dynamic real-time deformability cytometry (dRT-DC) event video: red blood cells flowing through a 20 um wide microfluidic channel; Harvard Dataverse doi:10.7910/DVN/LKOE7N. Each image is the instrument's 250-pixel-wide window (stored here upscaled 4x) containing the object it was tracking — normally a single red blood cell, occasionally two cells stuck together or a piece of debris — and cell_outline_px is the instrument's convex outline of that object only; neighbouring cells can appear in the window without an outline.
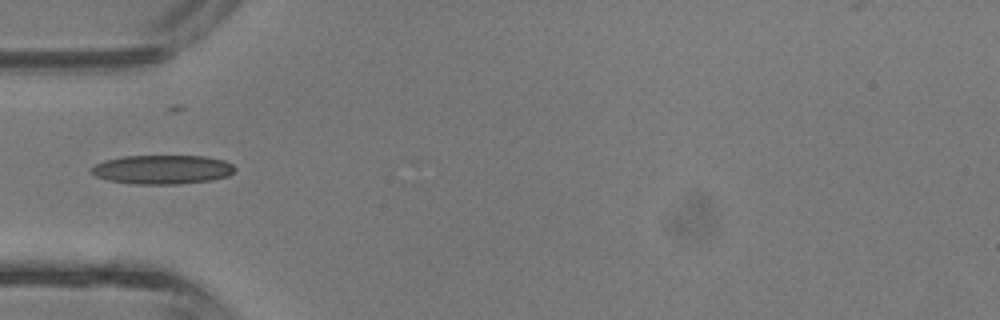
{"species": "common noctule bat (a hibernating species)", "species_latin": "Nyctalus noctula", "temperature_condition": "room temperature", "stored_images_in_passage": 5, "camera_frame_rate_fps": 3000, "um_per_image_px": 0.085, "animal": {"sex": "male", "body_mass_g": 13.3}, "frame": {"image": 1, "passage_image": 5, "time_ms": 1.333, "image_size_px": [1000, 320], "cell_outline_px": [[236, 168], [228, 176], [208, 180], [180, 184], [136, 184], [108, 180], [96, 176], [88, 172], [88, 168], [104, 160], [124, 156], [204, 156], [224, 160], [232, 164]], "centroid_in_image_um": [13.75, 14.4], "position_along_channel_um": 71.3, "area_um2": 24.33}}